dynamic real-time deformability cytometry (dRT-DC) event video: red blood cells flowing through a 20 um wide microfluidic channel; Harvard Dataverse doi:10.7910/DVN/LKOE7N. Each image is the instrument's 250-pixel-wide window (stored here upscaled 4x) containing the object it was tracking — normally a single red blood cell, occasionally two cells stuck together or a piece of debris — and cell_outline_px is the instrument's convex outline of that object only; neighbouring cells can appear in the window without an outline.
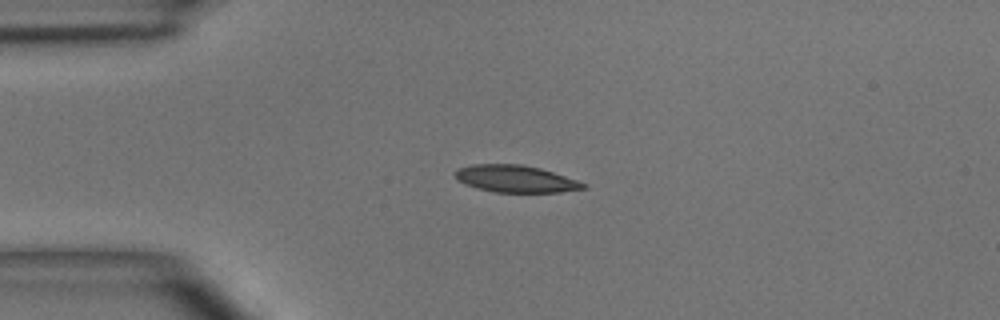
{"species": "common noctule bat (a hibernating species)", "species_latin": "Nyctalus noctula", "temperature_condition": "room temperature", "stored_images_in_passage": 3, "camera_frame_rate_fps": 3000, "um_per_image_px": 0.085, "animal": {"sex": "male", "body_mass_g": 15.6}, "frame": {"image": 1, "passage_image": 2, "time_ms": 2.333, "image_size_px": [1000, 320], "cell_outline_px": [[588, 188], [560, 192], [496, 192], [476, 188], [464, 184], [456, 180], [452, 172], [456, 168], [472, 164], [520, 164], [540, 168], [588, 184]], "centroid_in_image_um": [43.76, 15.2], "position_along_channel_um": 41.2, "area_um2": 20.4}}